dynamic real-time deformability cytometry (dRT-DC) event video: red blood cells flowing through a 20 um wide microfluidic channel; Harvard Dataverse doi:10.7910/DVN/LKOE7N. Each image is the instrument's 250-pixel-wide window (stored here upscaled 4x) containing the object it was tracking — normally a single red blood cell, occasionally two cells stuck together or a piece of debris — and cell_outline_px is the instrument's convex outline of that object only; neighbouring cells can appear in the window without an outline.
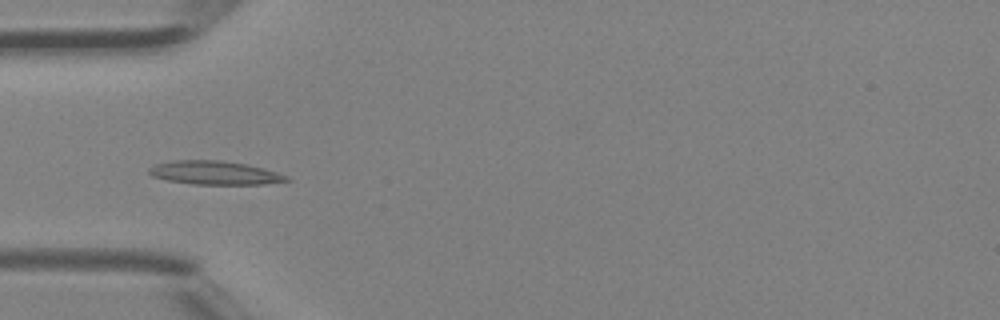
{"species": "Egyptian fruit bat (a non-hibernating species)", "species_latin": "Rousettus aegyptiacus", "temperature_condition": "room temperature", "stored_images_in_passage": 5, "camera_frame_rate_fps": 3000, "um_per_image_px": 0.085, "animal": {"sex": "female"}, "frame": {"image": 1, "passage_image": 3, "time_ms": 0.667, "image_size_px": [1000, 320], "cell_outline_px": [[292, 180], [264, 184], [192, 184], [168, 180], [152, 176], [148, 172], [148, 168], [156, 164], [172, 160], [220, 160], [244, 164], [264, 168], [288, 176]], "centroid_in_image_um": [18.24, 14.68], "position_along_channel_um": 66.8, "area_um2": 18.84}}
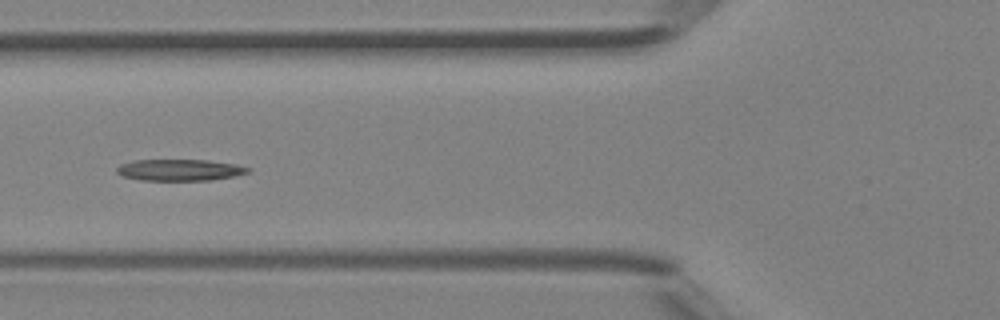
{"frame": {"image": 2, "passage_image": 4, "time_ms": 1.0, "image_size_px": [1000, 320], "cell_outline_px": [[252, 168], [248, 172], [232, 176], [212, 180], [140, 180], [120, 176], [116, 172], [116, 168], [120, 164], [136, 160], [208, 160], [236, 164]], "centroid_in_image_um": [15.24, 14.45], "position_along_channel_um": 110.6, "area_um2": 16.42}}
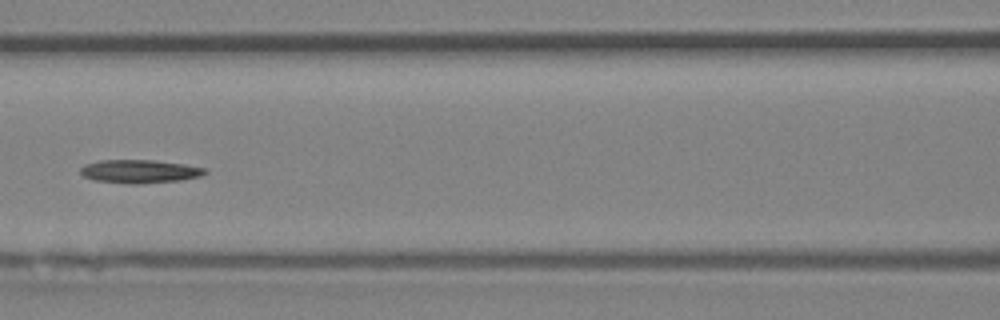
{"frame": {"image": 3, "passage_image": 5, "time_ms": 1.333, "image_size_px": [1000, 320], "cell_outline_px": [[208, 172], [200, 176], [180, 180], [140, 184], [132, 184], [96, 180], [84, 176], [80, 172], [80, 168], [84, 164], [100, 160], [156, 160], [184, 164], [208, 168]], "centroid_in_image_um": [11.9, 14.56], "position_along_channel_um": 154.7, "area_um2": 16.99}}